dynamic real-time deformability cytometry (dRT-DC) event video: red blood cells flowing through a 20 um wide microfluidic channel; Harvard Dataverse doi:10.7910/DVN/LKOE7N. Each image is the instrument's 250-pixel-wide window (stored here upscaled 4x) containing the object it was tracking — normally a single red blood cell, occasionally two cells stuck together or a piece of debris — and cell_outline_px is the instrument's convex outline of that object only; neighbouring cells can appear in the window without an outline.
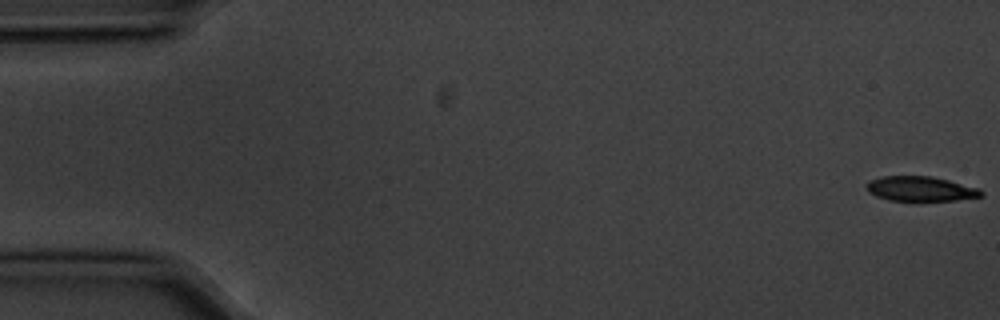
{"species": "common noctule bat (a hibernating species)", "species_latin": "Nyctalus noctula", "temperature_condition": "cold", "stored_images_in_passage": 6, "camera_frame_rate_fps": 3000, "um_per_image_px": 0.085, "animal": {"sex": "male", "body_mass_g": 20.1, "forearm_length_mm": 53.5}, "frame": {"image": 1, "passage_image": 1, "time_ms": 0.0, "image_size_px": [1000, 320], "cell_outline_px": [[984, 196], [956, 200], [916, 204], [888, 200], [876, 196], [868, 192], [868, 180], [880, 176], [932, 176], [980, 188], [984, 192]], "centroid_in_image_um": [78.27, 16.1], "position_along_channel_um": 6.7, "area_um2": 17.51}}
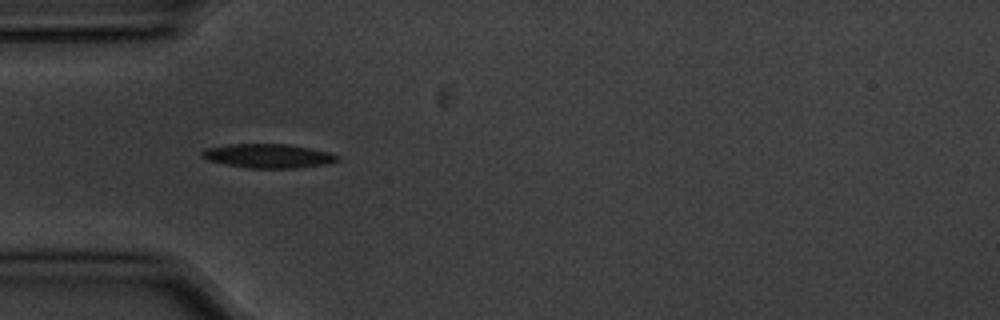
{"frame": {"image": 2, "passage_image": 5, "time_ms": 1.333, "image_size_px": [1000, 320], "cell_outline_px": [[340, 160], [324, 164], [292, 168], [248, 168], [208, 160], [200, 156], [200, 152], [208, 148], [232, 144], [288, 144], [312, 148], [328, 152], [340, 156]], "centroid_in_image_um": [22.81, 13.25], "position_along_channel_um": 62.2, "area_um2": 18.79}}